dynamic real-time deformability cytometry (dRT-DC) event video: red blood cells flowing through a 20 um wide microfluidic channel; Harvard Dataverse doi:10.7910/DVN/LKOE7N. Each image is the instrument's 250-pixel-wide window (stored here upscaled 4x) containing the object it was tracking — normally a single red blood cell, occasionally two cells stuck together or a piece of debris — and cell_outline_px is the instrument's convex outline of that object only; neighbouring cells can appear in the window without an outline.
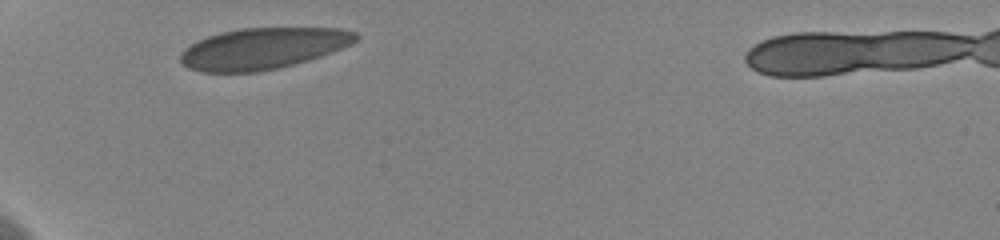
{"species": "human", "species_latin": "Homo sapiens", "temperature_condition": "cold", "stored_images_in_passage": 30, "camera_frame_rate_fps": 3000, "um_per_image_px": 0.085, "donor": {"sex": "female"}, "frame": {"image": 1, "passage_image": 1, "time_ms": 0.0, "image_size_px": [1000, 240], "cell_outline_px": [[360, 36], [352, 44], [332, 52], [308, 60], [276, 68], [256, 72], [200, 72], [188, 68], [180, 60], [180, 56], [184, 48], [208, 36], [220, 32], [240, 28], [340, 28], [356, 32]], "centroid_in_image_um": [22.36, 4.11], "position_along_channel_um": 62.6, "area_um2": 42.02}}
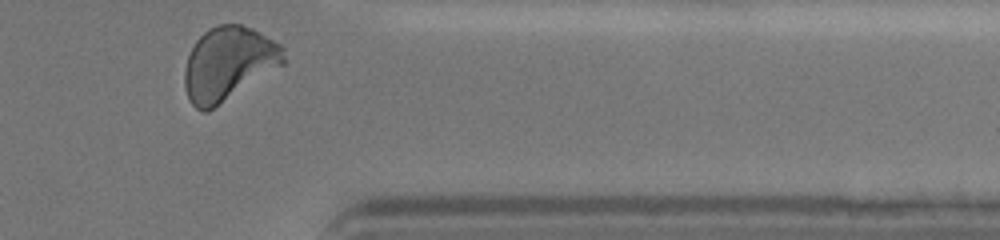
{"frame": {"image": 2, "passage_image": 30, "time_ms": 9.667, "image_size_px": [1000, 240], "cell_outline_px": [[284, 64], [208, 112], [204, 112], [196, 108], [192, 104], [188, 96], [184, 84], [184, 72], [188, 56], [196, 40], [208, 28], [216, 24], [240, 24], [252, 28], [260, 32], [280, 44], [284, 48]], "centroid_in_image_um": [19.41, 5.4], "position_along_channel_um": 392.0, "area_um2": 42.43}, "authors_computed_cell_mechanics": {"area_um2": 41.9917, "velocity_mm_per_s": 3.5973, "shape_relaxation_time_tau1_ms": 6.1675, "shape_relaxation_time_tau2_ms": null, "deformation_change_tau1": 0.1312, "deformation_change_tau2": null}}